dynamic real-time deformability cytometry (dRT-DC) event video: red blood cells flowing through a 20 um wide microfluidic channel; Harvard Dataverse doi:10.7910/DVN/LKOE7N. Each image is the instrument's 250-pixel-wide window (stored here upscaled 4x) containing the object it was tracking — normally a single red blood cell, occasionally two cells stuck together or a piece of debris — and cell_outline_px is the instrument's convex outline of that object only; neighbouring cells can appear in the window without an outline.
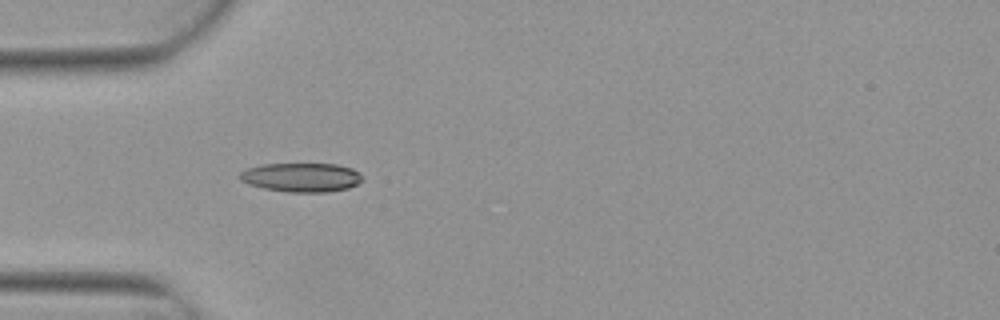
{"species": "Egyptian fruit bat (a non-hibernating species)", "species_latin": "Rousettus aegyptiacus", "temperature_condition": "warm", "stored_images_in_passage": 5, "camera_frame_rate_fps": 3000, "um_per_image_px": 0.085, "animal": {"sex": "female"}, "frame": {"image": 1, "passage_image": 5, "time_ms": 1.333, "image_size_px": [1000, 320], "cell_outline_px": [[364, 180], [348, 188], [324, 192], [288, 192], [264, 188], [248, 184], [240, 180], [240, 172], [248, 168], [264, 164], [336, 164], [352, 168]], "centroid_in_image_um": [25.6, 15.07], "position_along_channel_um": 59.4, "area_um2": 20.52}}